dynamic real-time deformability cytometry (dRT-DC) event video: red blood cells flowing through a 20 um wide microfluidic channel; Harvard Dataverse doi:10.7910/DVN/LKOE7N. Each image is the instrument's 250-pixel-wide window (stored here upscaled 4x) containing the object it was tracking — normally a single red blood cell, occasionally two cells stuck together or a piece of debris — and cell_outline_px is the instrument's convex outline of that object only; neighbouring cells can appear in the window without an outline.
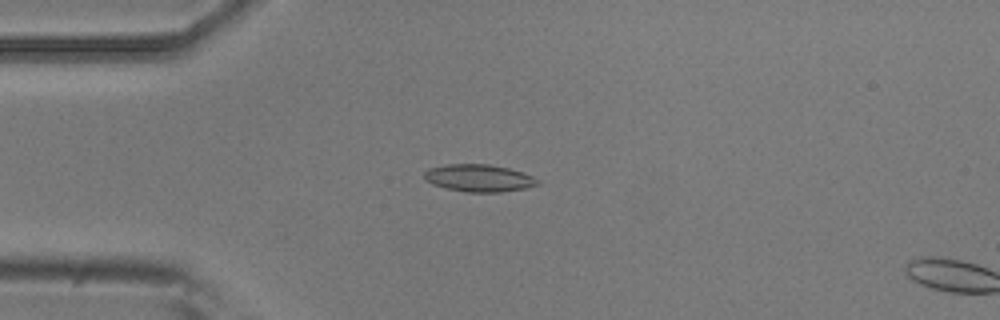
{"species": "common noctule bat (a hibernating species)", "species_latin": "Nyctalus noctula", "temperature_condition": "room temperature", "stored_images_in_passage": 4, "camera_frame_rate_fps": 3000, "um_per_image_px": 0.085, "animal": {"sex": "male", "body_mass_g": 20.5, "forearm_length_mm": 52.5}, "frame": {"image": 1, "passage_image": 3, "time_ms": 0.667, "image_size_px": [1000, 320], "cell_outline_px": [[540, 184], [524, 188], [500, 192], [464, 192], [432, 184], [424, 180], [424, 172], [428, 168], [448, 164], [488, 164], [508, 168], [524, 172], [540, 180]], "centroid_in_image_um": [40.71, 15.13], "position_along_channel_um": 44.3, "area_um2": 18.09}}